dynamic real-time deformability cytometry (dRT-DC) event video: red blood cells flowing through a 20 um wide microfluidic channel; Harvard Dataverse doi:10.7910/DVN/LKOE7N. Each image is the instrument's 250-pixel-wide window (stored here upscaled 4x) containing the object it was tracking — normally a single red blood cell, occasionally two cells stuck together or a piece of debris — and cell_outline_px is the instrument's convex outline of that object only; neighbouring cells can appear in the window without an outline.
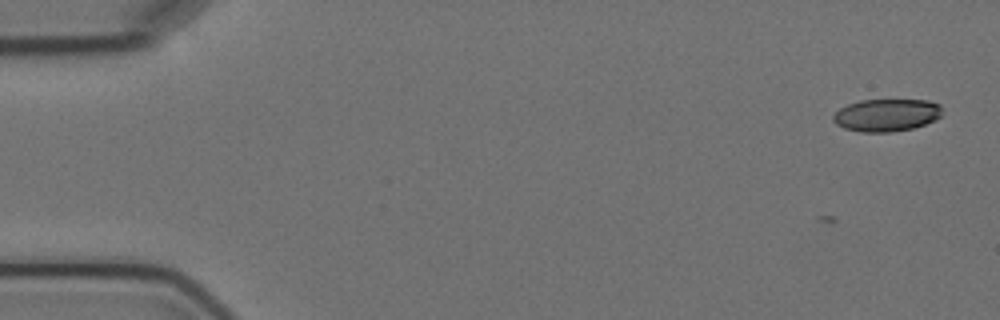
{"species": "Egyptian fruit bat (a non-hibernating species)", "species_latin": "Rousettus aegyptiacus", "temperature_condition": "cold", "stored_images_in_passage": 9, "camera_frame_rate_fps": 3000, "um_per_image_px": 0.085, "animal": {"sex": "female"}, "frame": {"image": 1, "passage_image": 2, "time_ms": 1.333, "image_size_px": [1000, 320], "cell_outline_px": [[940, 116], [936, 120], [912, 128], [892, 132], [860, 132], [844, 128], [836, 124], [832, 120], [832, 116], [840, 108], [848, 104], [860, 100], [928, 100], [940, 104]], "centroid_in_image_um": [75.33, 9.78], "position_along_channel_um": 9.7, "area_um2": 20.63}}
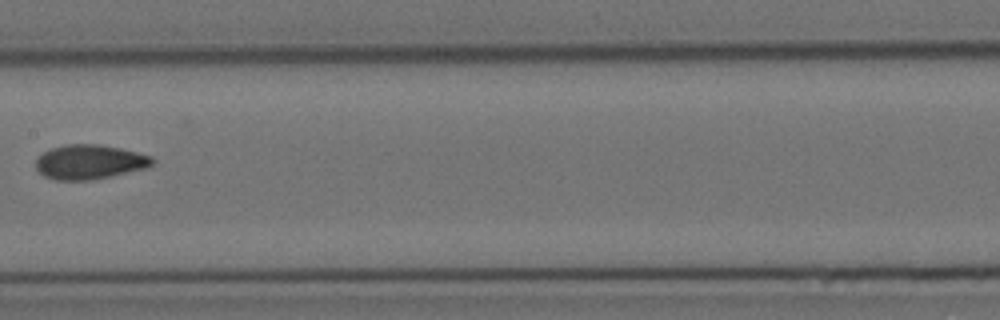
{"frame": {"image": 2, "passage_image": 9, "time_ms": 10.333, "image_size_px": [1000, 320], "cell_outline_px": [[156, 160], [152, 164], [144, 168], [92, 180], [56, 180], [44, 176], [36, 168], [36, 160], [44, 152], [52, 148], [64, 144], [96, 144], [120, 148], [152, 156]], "centroid_in_image_um": [7.6, 13.76], "position_along_channel_um": 199.8, "area_um2": 23.18}}